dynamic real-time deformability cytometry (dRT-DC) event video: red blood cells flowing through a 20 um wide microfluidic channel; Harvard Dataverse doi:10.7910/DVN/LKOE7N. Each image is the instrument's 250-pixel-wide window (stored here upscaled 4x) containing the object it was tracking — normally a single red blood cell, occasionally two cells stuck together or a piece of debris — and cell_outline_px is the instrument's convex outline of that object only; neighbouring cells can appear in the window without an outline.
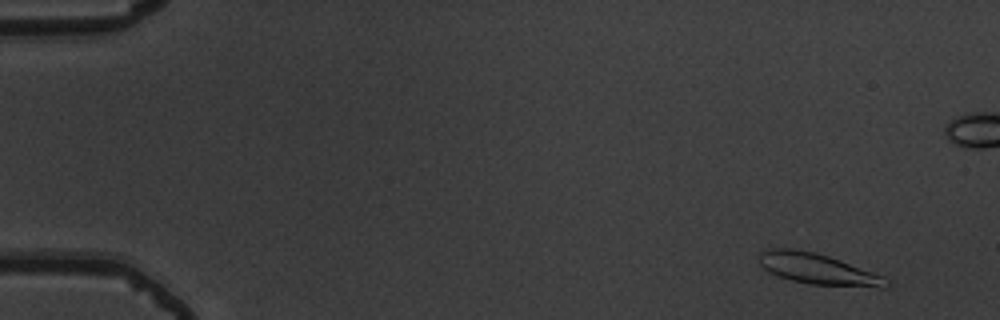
{"species": "common noctule bat (a hibernating species)", "species_latin": "Nyctalus noctula", "temperature_condition": "warm", "stored_images_in_passage": 57, "camera_frame_rate_fps": 3000, "um_per_image_px": 0.085, "animal": {"sex": "male", "body_mass_g": 19.5, "forearm_length_mm": 54.6}, "frame": {"image": 1, "passage_image": 5, "time_ms": 1.333, "image_size_px": [1000, 320], "cell_outline_px": [[888, 284], [884, 288], [880, 288], [812, 284], [792, 280], [768, 272], [756, 260], [760, 252], [768, 248], [792, 248], [816, 252], [840, 260], [884, 276]], "centroid_in_image_um": [69.47, 22.85], "position_along_channel_um": 15.5, "area_um2": 22.89}}
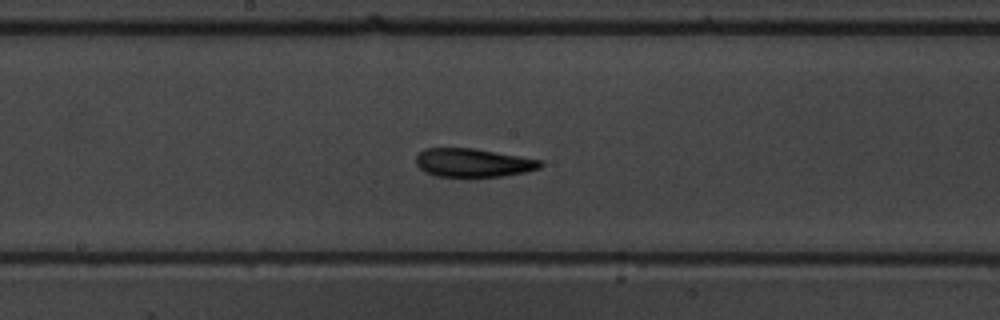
{"frame": {"image": 2, "passage_image": 31, "time_ms": 10.0, "image_size_px": [1000, 320], "cell_outline_px": [[544, 164], [540, 168], [524, 172], [504, 176], [436, 176], [424, 172], [416, 164], [416, 156], [424, 148], [472, 148], [540, 160]], "centroid_in_image_um": [40.18, 13.83], "position_along_channel_um": 208.0, "area_um2": 20.4}}
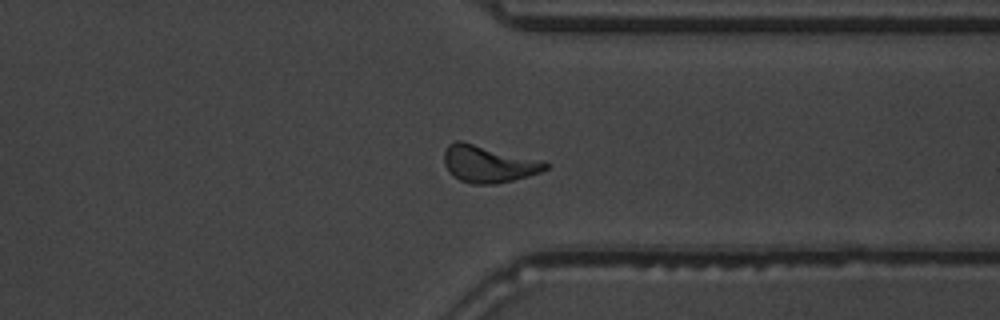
{"frame": {"image": 3, "passage_image": 44, "time_ms": 14.333, "image_size_px": [1000, 320], "cell_outline_px": [[548, 168], [540, 172], [528, 176], [496, 184], [472, 184], [460, 180], [452, 176], [444, 164], [444, 152], [448, 144], [456, 140], [460, 140], [544, 160], [548, 164]], "centroid_in_image_um": [41.51, 13.92], "position_along_channel_um": 369.9, "area_um2": 22.08}, "authors_computed_cell_mechanics": {"area_um2": 20.9236, "velocity_mm_per_s": 3.7438, "shape_relaxation_time_tau1_ms": 4.3507, "shape_relaxation_time_tau2_ms": 3.0349, "deformation_change_tau1": 0.1717, "deformation_change_tau2": 0.0993}}